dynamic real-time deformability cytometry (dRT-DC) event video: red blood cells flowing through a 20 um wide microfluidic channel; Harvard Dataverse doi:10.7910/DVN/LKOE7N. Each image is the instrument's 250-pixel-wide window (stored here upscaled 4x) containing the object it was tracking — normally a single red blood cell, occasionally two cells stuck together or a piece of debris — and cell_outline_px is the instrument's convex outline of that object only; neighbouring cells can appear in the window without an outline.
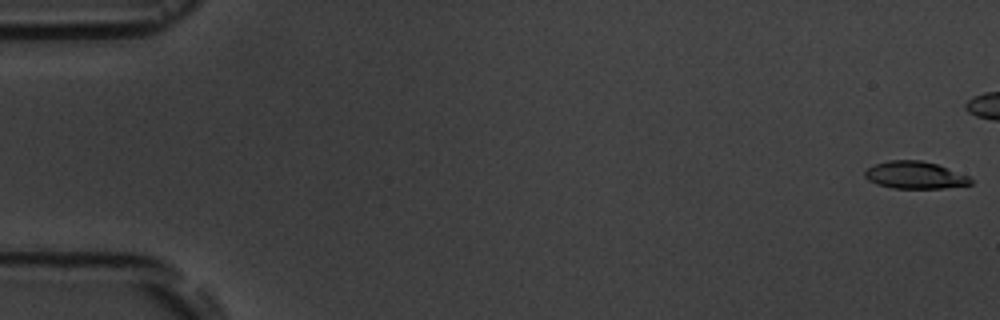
{"species": "common noctule bat (a hibernating species)", "species_latin": "Nyctalus noctula", "temperature_condition": "room temperature", "stored_images_in_passage": 7, "camera_frame_rate_fps": 3000, "um_per_image_px": 0.085, "animal": {"sex": "male", "body_mass_g": 19.5, "forearm_length_mm": 54.6}, "frame": {"image": 1, "passage_image": 1, "time_ms": 0.0, "image_size_px": [1000, 320], "cell_outline_px": [[972, 184], [944, 188], [892, 188], [876, 184], [868, 180], [864, 176], [864, 172], [868, 168], [876, 164], [888, 160], [920, 160], [936, 164], [968, 176], [972, 180]], "centroid_in_image_um": [77.74, 14.89], "position_along_channel_um": 7.3, "area_um2": 16.7}}
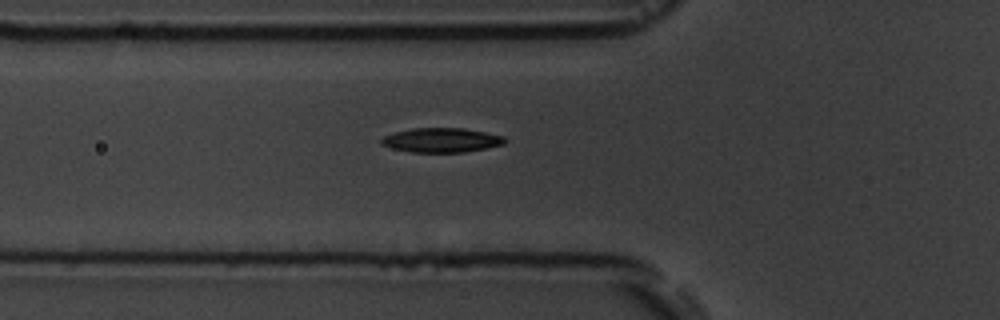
{"frame": {"image": 2, "passage_image": 7, "time_ms": 8.0, "image_size_px": [1000, 320], "cell_outline_px": [[504, 144], [464, 152], [412, 152], [392, 148], [380, 144], [380, 140], [384, 136], [396, 132], [412, 128], [464, 128], [504, 136]], "centroid_in_image_um": [37.49, 11.91], "position_along_channel_um": 88.3, "area_um2": 17.34}}